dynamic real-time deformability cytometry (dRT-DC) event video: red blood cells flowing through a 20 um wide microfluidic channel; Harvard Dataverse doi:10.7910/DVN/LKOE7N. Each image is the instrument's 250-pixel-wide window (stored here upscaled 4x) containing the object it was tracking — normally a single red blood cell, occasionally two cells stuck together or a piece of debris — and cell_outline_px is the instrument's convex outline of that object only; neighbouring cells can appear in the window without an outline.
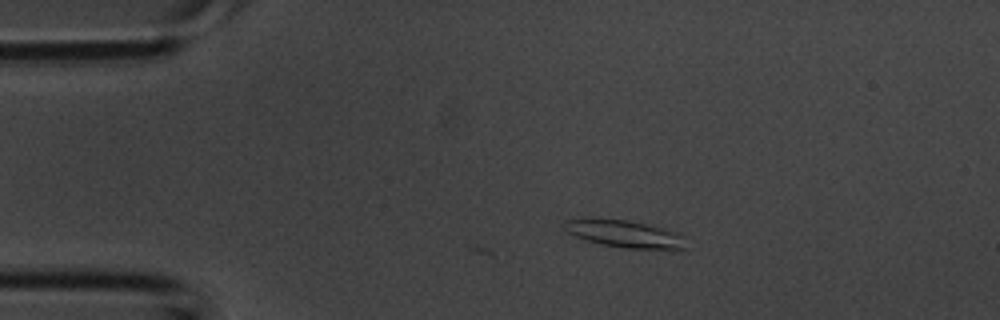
{"species": "common noctule bat (a hibernating species)", "species_latin": "Nyctalus noctula", "temperature_condition": "room temperature", "stored_images_in_passage": 3, "camera_frame_rate_fps": 3000, "um_per_image_px": 0.085, "animal": {"sex": "male", "body_mass_g": 20.1, "forearm_length_mm": 53.5}, "frame": {"image": 1, "passage_image": 2, "time_ms": 0.333, "image_size_px": [1000, 320], "cell_outline_px": [[688, 236], [684, 248], [624, 248], [600, 244], [584, 240], [568, 232], [564, 224], [564, 220], [628, 220], [680, 232]], "centroid_in_image_um": [53.19, 19.9], "position_along_channel_um": 31.8, "area_um2": 18.84}}